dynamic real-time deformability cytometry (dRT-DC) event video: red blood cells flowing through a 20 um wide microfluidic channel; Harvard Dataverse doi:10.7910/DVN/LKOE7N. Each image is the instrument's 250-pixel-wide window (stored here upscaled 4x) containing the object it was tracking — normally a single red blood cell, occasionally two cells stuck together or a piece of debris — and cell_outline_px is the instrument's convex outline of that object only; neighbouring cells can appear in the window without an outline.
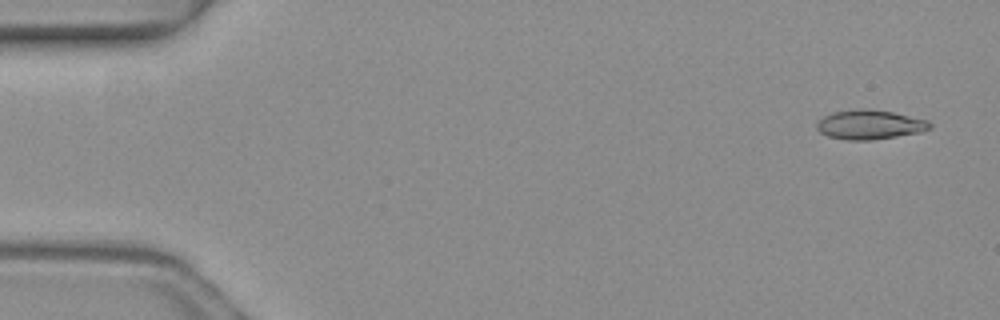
{"species": "common noctule bat (a hibernating species)", "species_latin": "Nyctalus noctula", "temperature_condition": "warm", "stored_images_in_passage": 4, "camera_frame_rate_fps": 3000, "um_per_image_px": 0.085, "animal": {"sex": "female", "body_mass_g": 19.3, "forearm_length_mm": 54.1}, "frame": {"image": 1, "passage_image": 1, "time_ms": 0.0, "image_size_px": [1000, 320], "cell_outline_px": [[932, 128], [920, 132], [872, 140], [848, 140], [828, 136], [820, 132], [816, 128], [816, 124], [824, 116], [832, 112], [856, 108], [868, 108], [892, 112], [928, 120], [932, 124]], "centroid_in_image_um": [73.92, 10.58], "position_along_channel_um": 11.1, "area_um2": 19.42}}
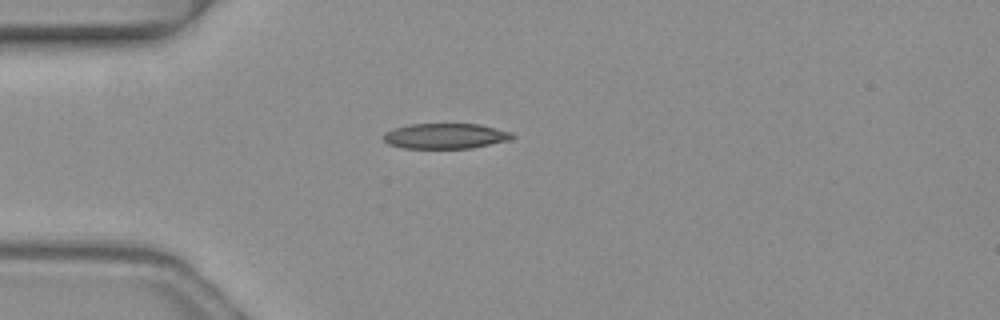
{"frame": {"image": 2, "passage_image": 4, "time_ms": 1.0, "image_size_px": [1000, 320], "cell_outline_px": [[516, 136], [512, 140], [472, 148], [400, 148], [388, 144], [380, 136], [384, 132], [392, 128], [408, 124], [480, 124], [512, 132]], "centroid_in_image_um": [37.84, 11.56], "position_along_channel_um": 47.2, "area_um2": 19.42}}